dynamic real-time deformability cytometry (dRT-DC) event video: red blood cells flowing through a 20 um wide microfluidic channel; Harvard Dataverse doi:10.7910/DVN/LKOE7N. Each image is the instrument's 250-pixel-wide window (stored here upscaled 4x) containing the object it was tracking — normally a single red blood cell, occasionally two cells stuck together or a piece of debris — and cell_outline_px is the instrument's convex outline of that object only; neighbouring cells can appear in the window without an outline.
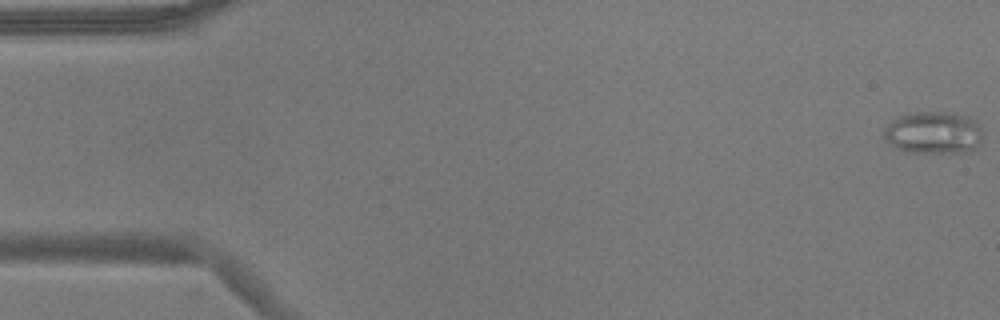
{"species": "common noctule bat (a hibernating species)", "species_latin": "Nyctalus noctula", "temperature_condition": "warm", "stored_images_in_passage": 55, "camera_frame_rate_fps": 3000, "um_per_image_px": 0.085, "animal": {"sex": "male", "body_mass_g": 17.9}, "frame": {"image": 1, "passage_image": 1, "time_ms": 0.0, "image_size_px": [1000, 320], "cell_outline_px": [[980, 144], [976, 148], [960, 152], [908, 152], [896, 148], [884, 136], [884, 128], [892, 120], [900, 116], [916, 112], [952, 112], [968, 116], [976, 120], [980, 124]], "centroid_in_image_um": [79.37, 11.26], "position_along_channel_um": 5.6, "area_um2": 24.16}}
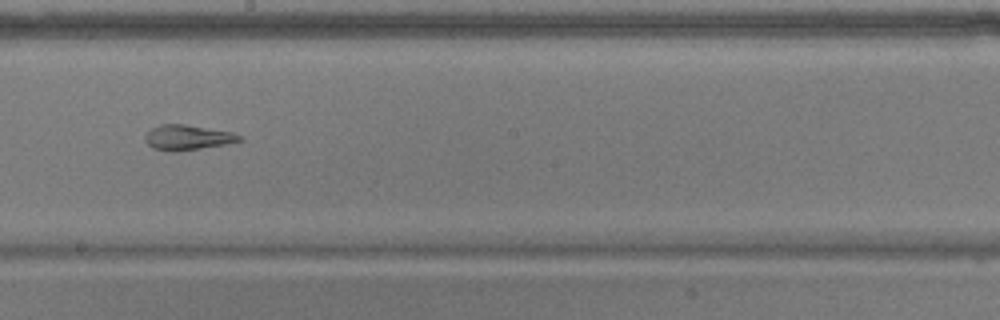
{"frame": {"image": 2, "passage_image": 31, "time_ms": 10.0, "image_size_px": [1000, 320], "cell_outline_px": [[244, 140], [224, 144], [200, 148], [172, 152], [152, 148], [144, 140], [144, 136], [152, 128], [160, 124], [184, 124], [232, 132], [240, 136]], "centroid_in_image_um": [15.9, 11.68], "position_along_channel_um": 232.3, "area_um2": 13.64}}
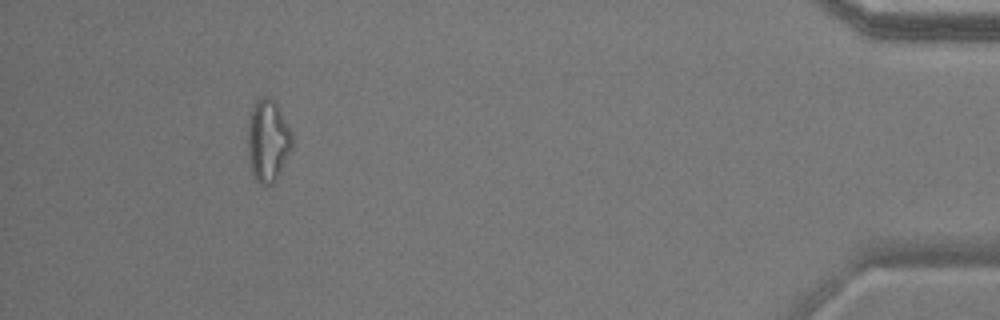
{"frame": {"image": 3, "passage_image": 51, "time_ms": 16.667, "image_size_px": [1000, 320], "cell_outline_px": [[292, 148], [276, 180], [272, 184], [260, 184], [256, 180], [252, 172], [248, 152], [248, 120], [252, 104], [256, 100], [264, 96], [268, 96], [276, 104], [292, 132]], "centroid_in_image_um": [22.76, 11.94], "position_along_channel_um": 412.4, "area_um2": 21.15}, "authors_computed_cell_mechanics": {"area_um2": 18.5538, "velocity_mm_per_s": 3.6633, "shape_relaxation_time_tau1_ms": null, "shape_relaxation_time_tau2_ms": 2.8032, "deformation_change_tau1": null, "deformation_change_tau2": 0.0961}}